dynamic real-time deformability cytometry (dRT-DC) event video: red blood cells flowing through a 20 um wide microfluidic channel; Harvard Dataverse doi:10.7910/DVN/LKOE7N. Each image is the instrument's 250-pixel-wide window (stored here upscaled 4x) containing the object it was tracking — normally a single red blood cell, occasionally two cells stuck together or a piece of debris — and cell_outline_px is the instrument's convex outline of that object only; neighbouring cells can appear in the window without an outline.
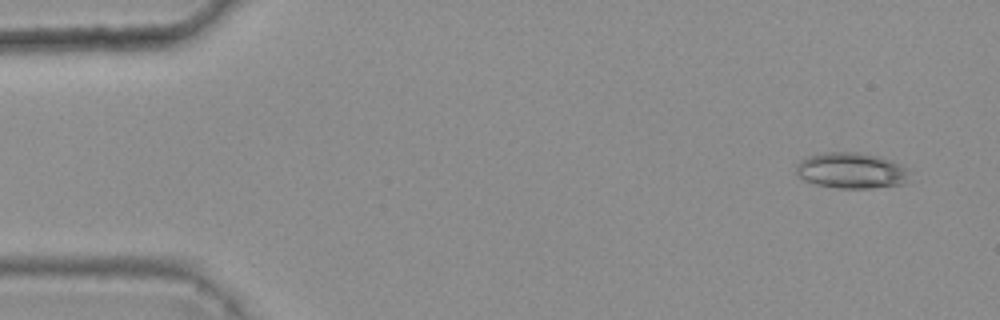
{"species": "common noctule bat (a hibernating species)", "species_latin": "Nyctalus noctula", "temperature_condition": "warm", "stored_images_in_passage": 6, "camera_frame_rate_fps": 3000, "um_per_image_px": 0.085, "animal": {"sex": "female", "body_mass_g": 25.1}, "frame": {"image": 1, "passage_image": 1, "time_ms": 0.0, "image_size_px": [1000, 320], "cell_outline_px": [[912, 172], [904, 184], [872, 188], [840, 188], [816, 184], [804, 180], [796, 176], [796, 164], [800, 160], [808, 156], [824, 152], [856, 152], [876, 156], [888, 160]], "centroid_in_image_um": [72.31, 14.5], "position_along_channel_um": 12.7, "area_um2": 23.58}}
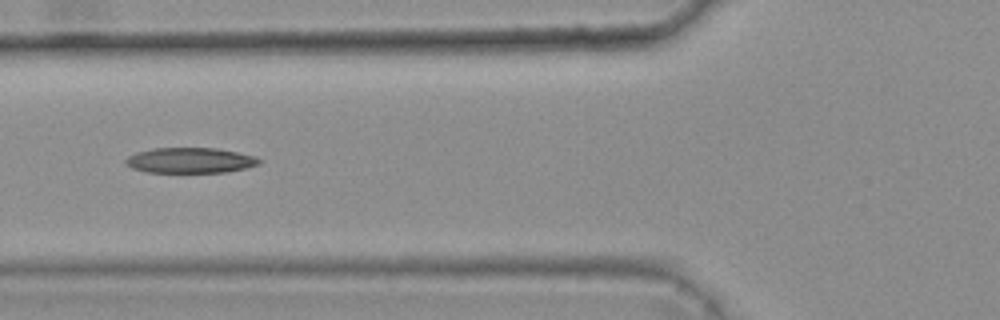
{"frame": {"image": 2, "passage_image": 5, "time_ms": 1.333, "image_size_px": [1000, 320], "cell_outline_px": [[264, 160], [260, 164], [244, 168], [224, 172], [148, 172], [132, 168], [124, 164], [124, 160], [128, 156], [136, 152], [156, 148], [216, 148], [256, 156]], "centroid_in_image_um": [16.17, 13.63], "position_along_channel_um": 109.6, "area_um2": 19.77}}
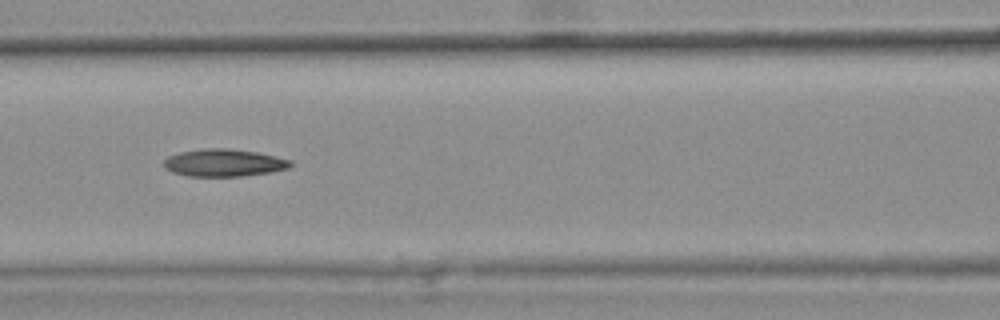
{"frame": {"image": 3, "passage_image": 6, "time_ms": 1.667, "image_size_px": [1000, 320], "cell_outline_px": [[292, 164], [288, 168], [268, 172], [240, 176], [188, 176], [172, 172], [164, 168], [164, 160], [168, 156], [180, 152], [200, 148], [228, 148], [256, 152], [276, 156], [292, 160]], "centroid_in_image_um": [19.0, 13.82], "position_along_channel_um": 147.6, "area_um2": 20.23}}